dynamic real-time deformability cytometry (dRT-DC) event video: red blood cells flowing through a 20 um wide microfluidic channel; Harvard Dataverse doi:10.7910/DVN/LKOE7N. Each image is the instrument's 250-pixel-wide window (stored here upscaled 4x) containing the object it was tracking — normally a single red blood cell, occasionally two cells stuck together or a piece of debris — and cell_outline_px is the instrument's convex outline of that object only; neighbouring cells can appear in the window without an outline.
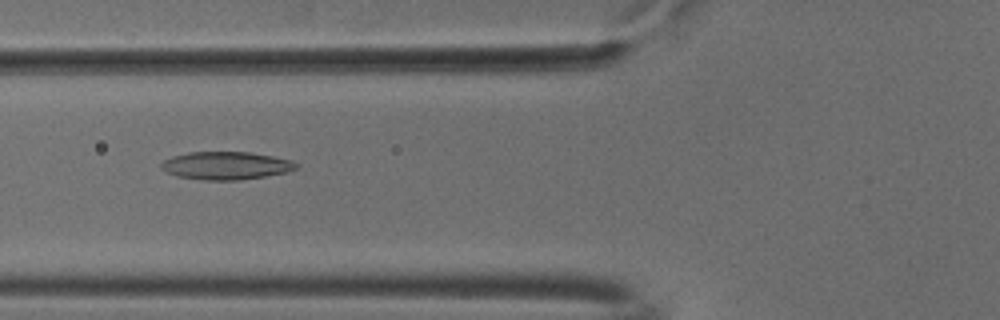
{"species": "common noctule bat (a hibernating species)", "species_latin": "Nyctalus noctula", "temperature_condition": "cold", "stored_images_in_passage": 46, "camera_frame_rate_fps": 3000, "um_per_image_px": 0.085, "animal": {"sex": "male", "body_mass_g": 18.8}, "frame": {"image": 1, "passage_image": 13, "time_ms": 4.0, "image_size_px": [1000, 320], "cell_outline_px": [[300, 164], [296, 168], [288, 172], [240, 180], [204, 180], [176, 176], [160, 168], [160, 164], [164, 160], [172, 156], [188, 152], [252, 152], [292, 160]], "centroid_in_image_um": [19.22, 14.07], "position_along_channel_um": 106.6, "area_um2": 22.02}}
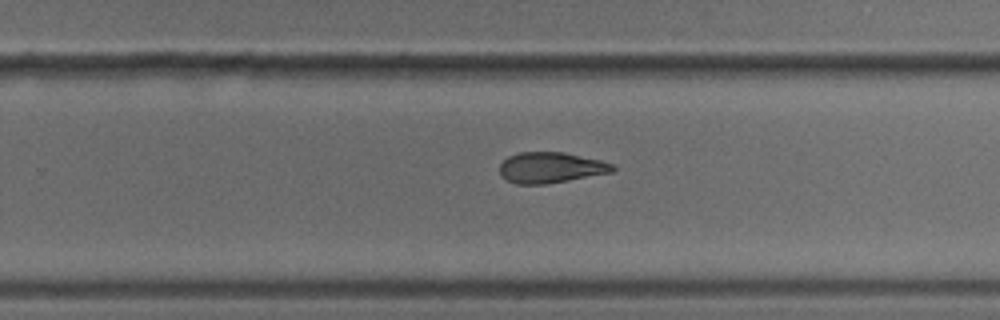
{"frame": {"image": 2, "passage_image": 27, "time_ms": 8.667, "image_size_px": [1000, 320], "cell_outline_px": [[616, 168], [612, 172], [568, 180], [544, 184], [516, 184], [500, 176], [500, 164], [508, 156], [520, 152], [564, 152], [600, 160], [612, 164]], "centroid_in_image_um": [46.79, 14.24], "position_along_channel_um": 283.0, "area_um2": 20.11}}
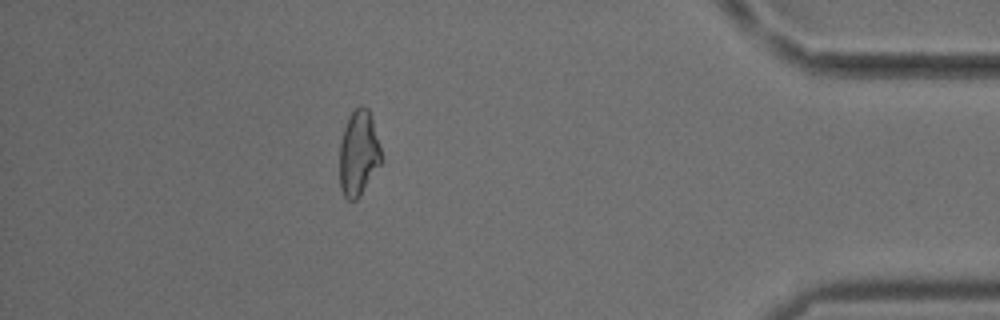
{"frame": {"image": 3, "passage_image": 40, "time_ms": 13.0, "image_size_px": [1000, 320], "cell_outline_px": [[384, 160], [356, 200], [348, 200], [344, 196], [340, 188], [340, 144], [344, 128], [348, 116], [360, 104], [368, 108], [372, 120]], "centroid_in_image_um": [30.48, 13.02], "position_along_channel_um": 404.7, "area_um2": 20.69}, "authors_computed_cell_mechanics": {"area_um2": 21.1259, "velocity_mm_per_s": 3.7777, "shape_relaxation_time_tau1_ms": null, "shape_relaxation_time_tau2_ms": 4.6279, "deformation_change_tau1": null, "deformation_change_tau2": 0.1447}}